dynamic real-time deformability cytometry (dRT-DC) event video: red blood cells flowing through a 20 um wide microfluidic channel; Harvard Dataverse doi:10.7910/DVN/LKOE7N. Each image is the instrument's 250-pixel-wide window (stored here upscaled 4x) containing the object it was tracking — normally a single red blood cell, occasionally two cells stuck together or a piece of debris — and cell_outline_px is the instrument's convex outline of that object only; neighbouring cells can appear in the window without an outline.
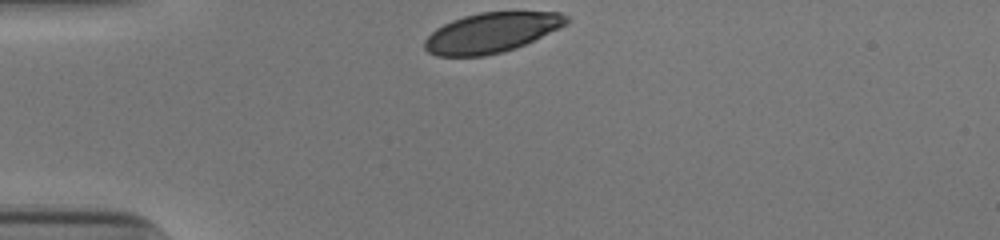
{"species": "human", "species_latin": "Homo sapiens", "temperature_condition": "cold", "stored_images_in_passage": 30, "camera_frame_rate_fps": 3000, "um_per_image_px": 0.085, "donor": {"sex": "male"}, "frame": {"image": 1, "passage_image": 1, "time_ms": 0.0, "image_size_px": [1000, 240], "cell_outline_px": [[568, 20], [560, 28], [516, 48], [504, 52], [484, 56], [436, 56], [428, 52], [424, 48], [424, 40], [436, 28], [452, 20], [464, 16], [480, 12], [560, 12], [568, 16]], "centroid_in_image_um": [41.75, 2.78], "position_along_channel_um": 43.3, "area_um2": 32.95}}
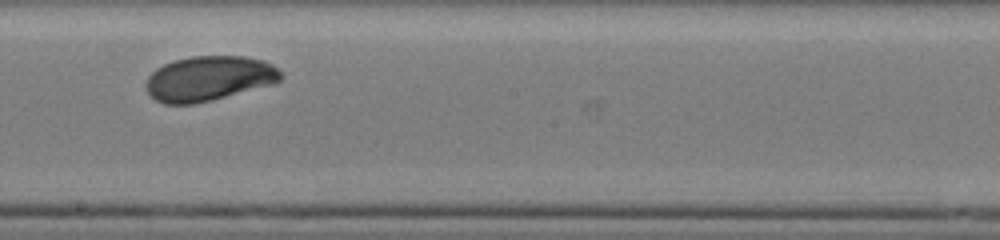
{"frame": {"image": 2, "passage_image": 18, "time_ms": 5.667, "image_size_px": [1000, 240], "cell_outline_px": [[280, 80], [276, 84], [212, 100], [192, 104], [164, 104], [156, 100], [144, 88], [144, 84], [148, 76], [156, 68], [164, 64], [176, 60], [192, 56], [244, 56], [264, 60], [272, 64], [280, 72]], "centroid_in_image_um": [17.75, 6.67], "position_along_channel_um": 230.4, "area_um2": 35.43}}
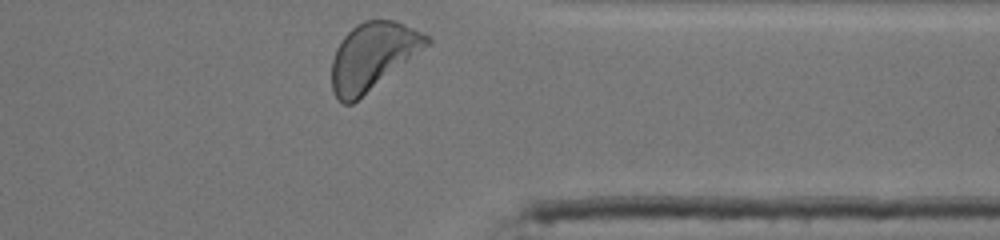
{"frame": {"image": 3, "passage_image": 30, "time_ms": 9.667, "image_size_px": [1000, 240], "cell_outline_px": [[432, 44], [352, 104], [344, 104], [332, 92], [332, 60], [336, 48], [344, 36], [356, 24], [364, 20], [396, 20], [428, 36], [432, 40]], "centroid_in_image_um": [31.7, 4.78], "position_along_channel_um": 379.7, "area_um2": 37.22}, "authors_computed_cell_mechanics": {"area_um2": 35.3158, "velocity_mm_per_s": 3.852, "shape_relaxation_time_tau1_ms": 2.2206, "shape_relaxation_time_tau2_ms": null, "deformation_change_tau1": 0.1201, "deformation_change_tau2": null}}